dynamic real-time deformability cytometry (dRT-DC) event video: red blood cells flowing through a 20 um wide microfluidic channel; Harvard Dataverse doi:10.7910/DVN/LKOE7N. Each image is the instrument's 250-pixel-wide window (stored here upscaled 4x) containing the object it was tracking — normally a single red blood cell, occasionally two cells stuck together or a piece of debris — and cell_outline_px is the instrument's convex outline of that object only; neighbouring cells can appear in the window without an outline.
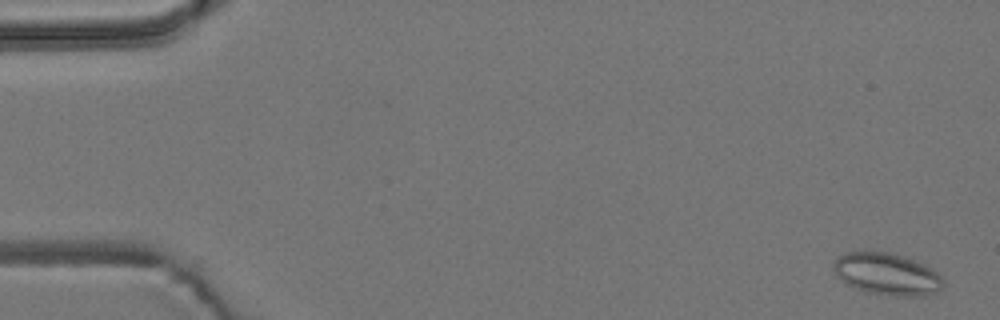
{"species": "common noctule bat (a hibernating species)", "species_latin": "Nyctalus noctula", "temperature_condition": "room temperature", "stored_images_in_passage": 6, "camera_frame_rate_fps": 3000, "um_per_image_px": 0.085, "animal": {"sex": "male", "body_mass_g": 19.2, "forearm_length_mm": 51.8}, "frame": {"image": 1, "passage_image": 1, "time_ms": 0.0, "image_size_px": [1000, 320], "cell_outline_px": [[944, 288], [936, 292], [924, 296], [896, 296], [864, 292], [840, 280], [836, 276], [832, 268], [832, 264], [836, 256], [844, 252], [892, 252], [904, 256], [924, 264], [932, 268], [944, 280]], "centroid_in_image_um": [75.37, 23.29], "position_along_channel_um": 9.6, "area_um2": 27.28}}